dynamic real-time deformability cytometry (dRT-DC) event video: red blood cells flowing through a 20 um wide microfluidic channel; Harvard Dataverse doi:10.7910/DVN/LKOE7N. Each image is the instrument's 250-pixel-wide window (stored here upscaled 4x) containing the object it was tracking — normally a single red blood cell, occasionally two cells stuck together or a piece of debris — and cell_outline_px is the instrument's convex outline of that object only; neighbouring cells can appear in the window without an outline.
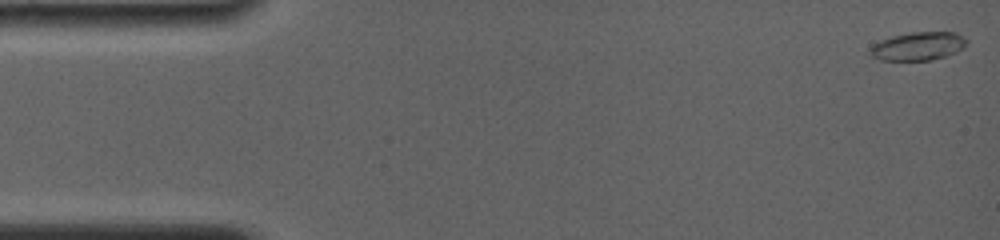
{"species": "common noctule bat (a hibernating species)", "species_latin": "Nyctalus noctula", "temperature_condition": "room temperature", "stored_images_in_passage": 54, "camera_frame_rate_fps": 4000, "um_per_image_px": 0.085, "animal": {"sex": "female", "body_mass_g": 19.0, "forearm_length_mm": 56.7}, "frame": {"image": 1, "passage_image": 1, "time_ms": 0.0, "image_size_px": [1000, 240], "cell_outline_px": [[968, 44], [956, 52], [932, 60], [880, 60], [872, 56], [868, 52], [872, 44], [880, 40], [892, 36], [912, 32], [956, 32], [968, 40]], "centroid_in_image_um": [78.03, 3.92], "position_along_channel_um": 7.0, "area_um2": 16.01}}
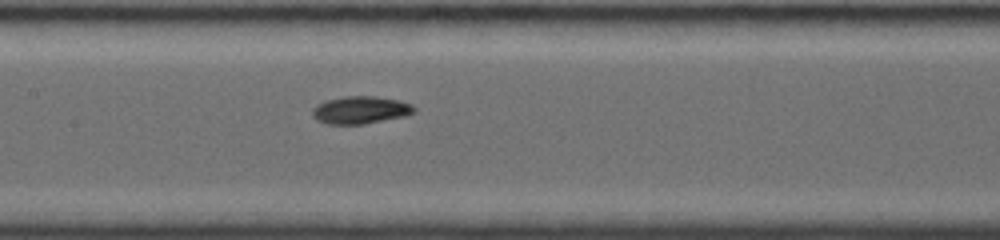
{"frame": {"image": 2, "passage_image": 24, "time_ms": 7.75, "image_size_px": [1000, 240], "cell_outline_px": [[416, 112], [404, 116], [364, 124], [328, 124], [316, 120], [312, 116], [312, 108], [316, 104], [324, 100], [344, 96], [376, 96], [400, 100], [412, 104], [416, 108]], "centroid_in_image_um": [30.62, 9.34], "position_along_channel_um": 176.8, "area_um2": 16.59}}
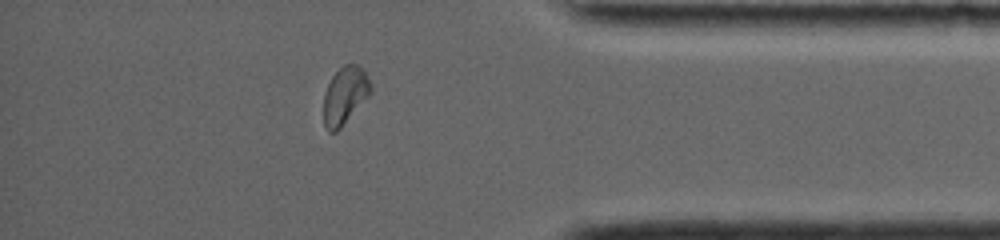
{"frame": {"image": 3, "passage_image": 44, "time_ms": 14.0, "image_size_px": [1000, 240], "cell_outline_px": [[372, 92], [340, 128], [336, 132], [328, 132], [324, 124], [324, 92], [332, 76], [344, 64], [356, 64], [364, 72], [372, 84]], "centroid_in_image_um": [29.31, 8.12], "position_along_channel_um": 405.9, "area_um2": 15.61}, "authors_computed_cell_mechanics": {"area_um2": 15.8083, "velocity_mm_per_s": 3.8455, "shape_relaxation_time_tau1_ms": 2.5141, "shape_relaxation_time_tau2_ms": 2.9095, "deformation_change_tau1": 0.161, "deformation_change_tau2": 0.0599}}